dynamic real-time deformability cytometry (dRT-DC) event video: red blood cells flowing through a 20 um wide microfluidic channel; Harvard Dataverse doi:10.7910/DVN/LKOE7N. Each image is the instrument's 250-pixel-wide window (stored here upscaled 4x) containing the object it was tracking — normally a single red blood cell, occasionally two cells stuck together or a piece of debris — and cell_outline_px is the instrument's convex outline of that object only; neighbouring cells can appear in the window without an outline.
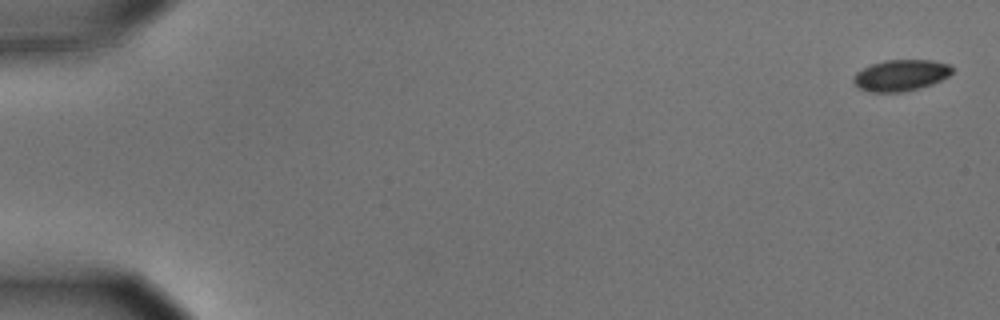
{"species": "common noctule bat (a hibernating species)", "species_latin": "Nyctalus noctula", "temperature_condition": "cold", "stored_images_in_passage": 7, "camera_frame_rate_fps": 3000, "um_per_image_px": 0.085, "animal": {"sex": "male", "body_mass_g": 15.6}, "frame": {"image": 1, "passage_image": 1, "time_ms": 0.0, "image_size_px": [1000, 320], "cell_outline_px": [[956, 68], [948, 76], [932, 84], [920, 88], [900, 92], [868, 92], [860, 88], [852, 80], [852, 76], [856, 72], [872, 64], [884, 60], [932, 60], [952, 64]], "centroid_in_image_um": [76.6, 6.39], "position_along_channel_um": 8.4, "area_um2": 18.15}}
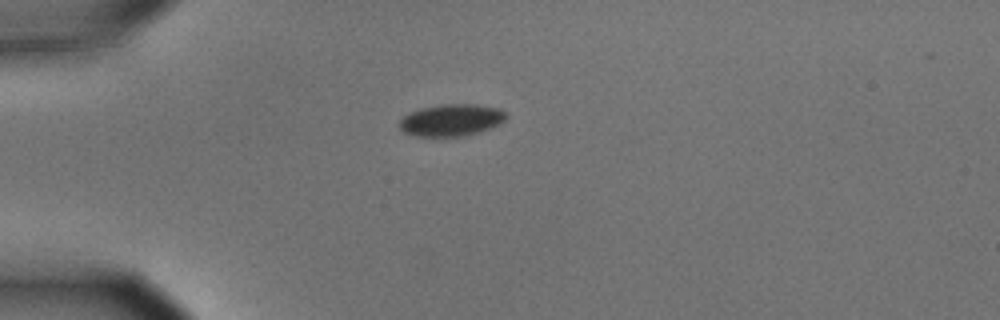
{"frame": {"image": 2, "passage_image": 5, "time_ms": 1.333, "image_size_px": [1000, 320], "cell_outline_px": [[508, 116], [504, 120], [488, 128], [476, 132], [460, 136], [416, 136], [404, 132], [400, 128], [400, 120], [408, 112], [420, 108], [440, 104], [476, 104], [500, 108]], "centroid_in_image_um": [38.33, 10.18], "position_along_channel_um": 46.7, "area_um2": 19.65}}
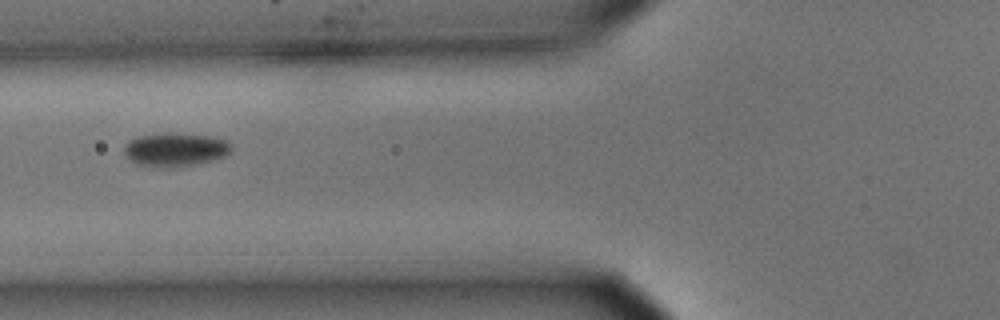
{"frame": {"image": 3, "passage_image": 7, "time_ms": 2.0, "image_size_px": [1000, 320], "cell_outline_px": [[232, 148], [228, 156], [200, 164], [180, 168], [152, 168], [136, 164], [124, 152], [124, 144], [128, 140], [140, 136], [164, 132], [172, 132], [208, 136], [228, 140], [232, 144]], "centroid_in_image_um": [14.93, 12.74], "position_along_channel_um": 110.9, "area_um2": 21.79}}